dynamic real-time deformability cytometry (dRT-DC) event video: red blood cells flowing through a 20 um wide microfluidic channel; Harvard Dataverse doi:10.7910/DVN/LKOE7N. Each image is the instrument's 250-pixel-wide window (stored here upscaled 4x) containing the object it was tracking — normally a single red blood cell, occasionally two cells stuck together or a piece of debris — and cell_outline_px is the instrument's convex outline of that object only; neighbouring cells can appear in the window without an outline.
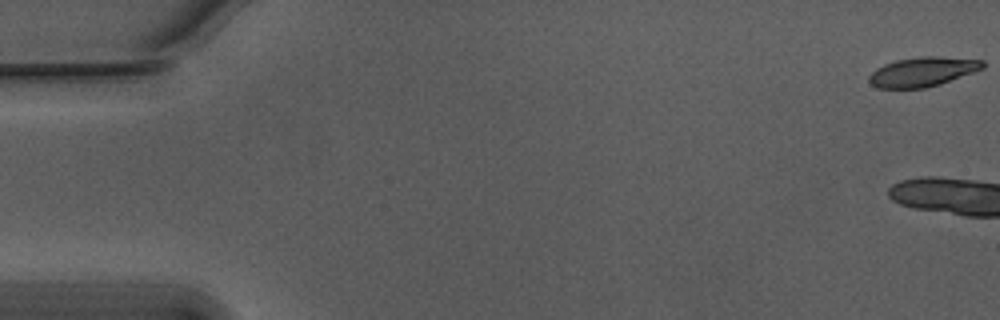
{"species": "Egyptian fruit bat (a non-hibernating species)", "species_latin": "Rousettus aegyptiacus", "temperature_condition": "warm", "stored_images_in_passage": 5, "camera_frame_rate_fps": 3000, "um_per_image_px": 0.085, "animal": {"sex": "male"}, "frame": {"image": 1, "passage_image": 1, "time_ms": 0.0, "image_size_px": [1000, 320], "cell_outline_px": [[984, 68], [940, 84], [924, 88], [876, 88], [868, 80], [868, 76], [876, 68], [884, 64], [896, 60], [920, 56], [936, 56], [984, 60]], "centroid_in_image_um": [78.4, 6.1], "position_along_channel_um": 6.6, "area_um2": 19.48}}